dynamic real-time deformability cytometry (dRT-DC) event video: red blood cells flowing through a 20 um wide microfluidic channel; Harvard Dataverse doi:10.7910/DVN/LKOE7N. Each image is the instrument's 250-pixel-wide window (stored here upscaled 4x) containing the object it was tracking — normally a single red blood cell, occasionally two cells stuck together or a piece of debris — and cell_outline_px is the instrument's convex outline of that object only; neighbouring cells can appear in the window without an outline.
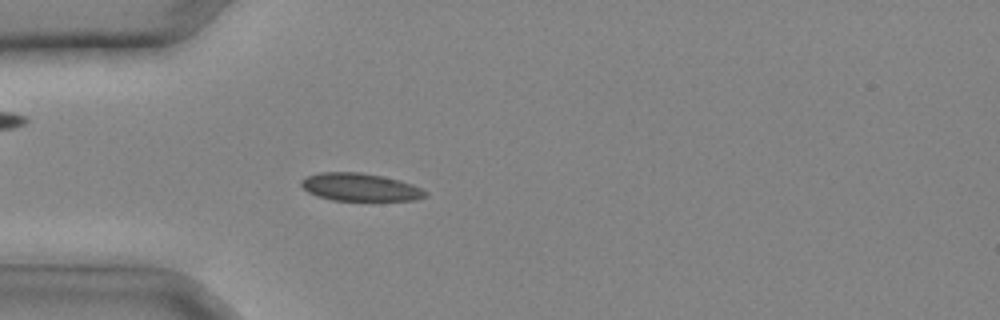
{"species": "common noctule bat (a hibernating species)", "species_latin": "Nyctalus noctula", "temperature_condition": "cold", "stored_images_in_passage": 25, "camera_frame_rate_fps": 3000, "um_per_image_px": 0.085, "animal": {"sex": "male", "body_mass_g": 20.4}, "frame": {"image": 1, "passage_image": 3, "time_ms": 0.667, "image_size_px": [1000, 320], "cell_outline_px": [[428, 196], [416, 200], [332, 200], [308, 192], [300, 184], [300, 180], [308, 176], [320, 172], [360, 172], [380, 176], [412, 184], [428, 192]], "centroid_in_image_um": [30.61, 15.91], "position_along_channel_um": 54.4, "area_um2": 19.83}}
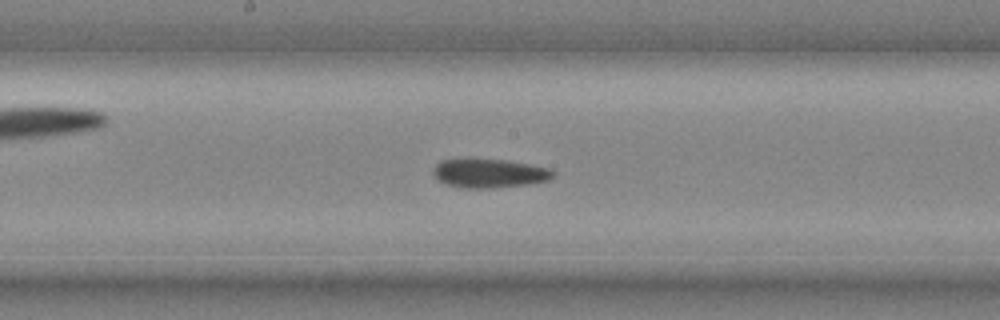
{"frame": {"image": 2, "passage_image": 11, "time_ms": 3.333, "image_size_px": [1000, 320], "cell_outline_px": [[556, 176], [548, 180], [528, 184], [492, 188], [468, 188], [448, 184], [440, 180], [432, 172], [432, 168], [440, 160], [464, 156], [504, 160], [528, 164], [548, 168], [556, 172]], "centroid_in_image_um": [41.56, 14.68], "position_along_channel_um": 206.6, "area_um2": 20.69}}
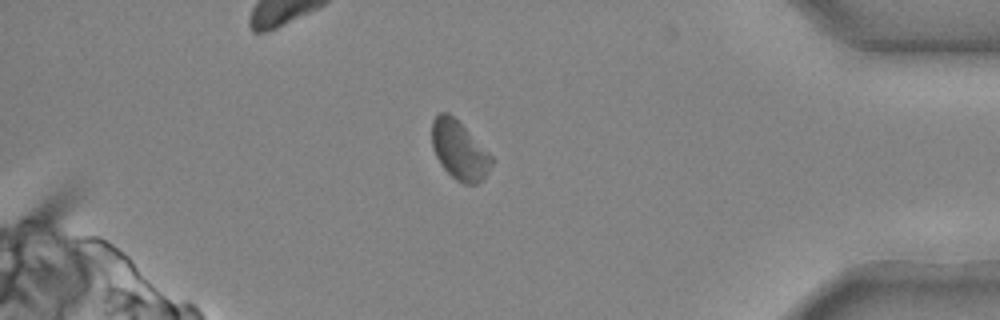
{"frame": {"image": 3, "passage_image": 22, "time_ms": 7.0, "image_size_px": [1000, 320], "cell_outline_px": [[492, 164], [488, 172], [476, 184], [464, 184], [456, 180], [440, 164], [432, 148], [432, 120], [440, 112], [448, 112], [492, 156]], "centroid_in_image_um": [39.01, 12.79], "position_along_channel_um": 396.2, "area_um2": 19.88}}